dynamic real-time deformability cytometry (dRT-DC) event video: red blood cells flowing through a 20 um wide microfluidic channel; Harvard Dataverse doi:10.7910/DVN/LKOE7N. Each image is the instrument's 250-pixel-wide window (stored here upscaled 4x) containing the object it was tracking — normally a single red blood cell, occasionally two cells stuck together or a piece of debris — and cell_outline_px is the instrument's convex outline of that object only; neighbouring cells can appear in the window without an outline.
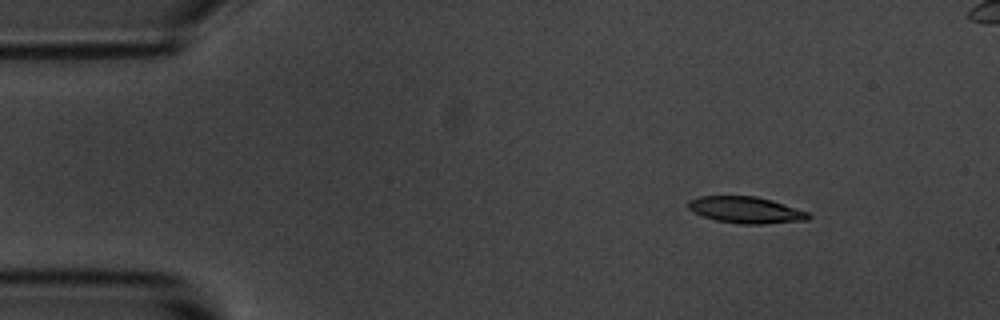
{"species": "common noctule bat (a hibernating species)", "species_latin": "Nyctalus noctula", "temperature_condition": "room temperature", "stored_images_in_passage": 4, "camera_frame_rate_fps": 3000, "um_per_image_px": 0.085, "animal": {"sex": "male", "body_mass_g": 20.1, "forearm_length_mm": 53.5}, "frame": {"image": 1, "passage_image": 1, "time_ms": 0.0, "image_size_px": [1000, 320], "cell_outline_px": [[812, 216], [808, 220], [764, 224], [740, 224], [716, 220], [692, 212], [688, 208], [688, 200], [700, 196], [756, 196], [772, 200], [808, 212]], "centroid_in_image_um": [63.4, 17.85], "position_along_channel_um": 21.6, "area_um2": 18.61}}